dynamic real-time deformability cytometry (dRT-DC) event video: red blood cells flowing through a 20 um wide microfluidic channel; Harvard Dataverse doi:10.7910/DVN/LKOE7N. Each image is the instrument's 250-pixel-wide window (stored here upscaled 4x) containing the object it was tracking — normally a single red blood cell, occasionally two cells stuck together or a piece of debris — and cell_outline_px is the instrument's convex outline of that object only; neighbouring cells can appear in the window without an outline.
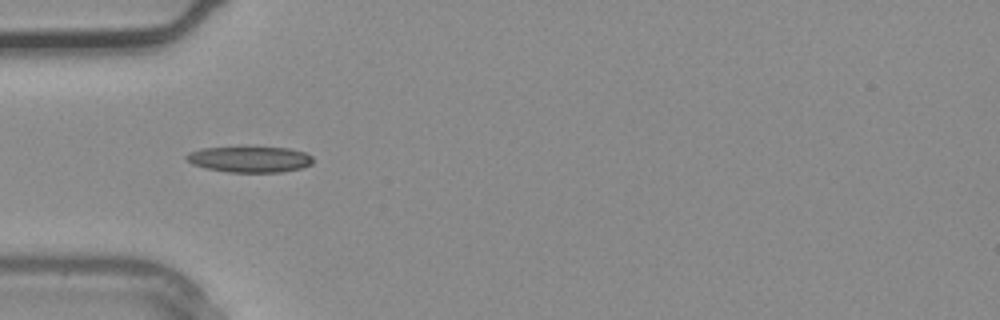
{"species": "common noctule bat (a hibernating species)", "species_latin": "Nyctalus noctula", "temperature_condition": "warm", "stored_images_in_passage": 3, "camera_frame_rate_fps": 3000, "um_per_image_px": 0.085, "animal": {"sex": "male", "body_mass_g": 20.4}, "frame": {"image": 1, "passage_image": 3, "time_ms": 0.667, "image_size_px": [1000, 320], "cell_outline_px": [[312, 164], [300, 168], [280, 172], [228, 172], [208, 168], [192, 164], [184, 156], [188, 152], [200, 148], [288, 148], [304, 152], [312, 156]], "centroid_in_image_um": [21.21, 13.55], "position_along_channel_um": 63.8, "area_um2": 18.79}}